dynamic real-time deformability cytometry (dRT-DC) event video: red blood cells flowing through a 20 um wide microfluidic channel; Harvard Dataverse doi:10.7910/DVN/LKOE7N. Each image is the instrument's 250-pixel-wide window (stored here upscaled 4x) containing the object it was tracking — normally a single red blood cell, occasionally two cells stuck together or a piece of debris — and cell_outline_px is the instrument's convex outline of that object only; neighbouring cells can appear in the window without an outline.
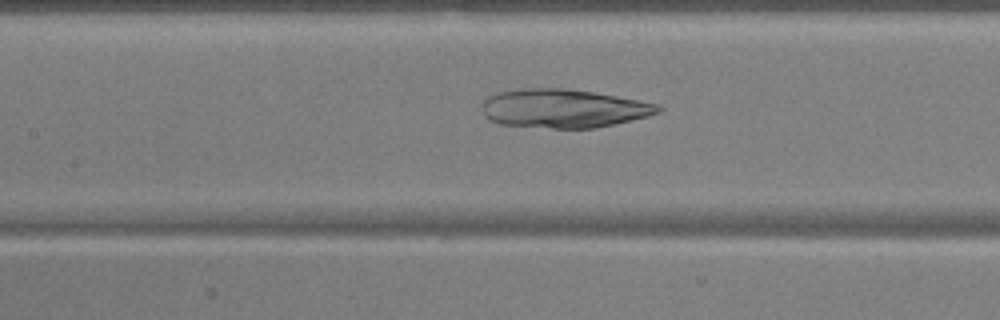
{"species": "common noctule bat (a hibernating species)", "species_latin": "Nyctalus noctula", "temperature_condition": "warm", "stored_images_in_passage": 49, "camera_frame_rate_fps": 3000, "um_per_image_px": 0.085, "animal": {"sex": "male", "body_mass_g": 17.9, "forearm_length_mm": 54.2}, "frame": {"image": 1, "passage_image": 20, "time_ms": 6.333, "image_size_px": [1000, 320], "cell_outline_px": [[664, 108], [660, 112], [648, 116], [596, 128], [552, 128], [500, 124], [484, 116], [480, 108], [484, 100], [488, 96], [500, 92], [524, 88], [560, 88], [592, 92], [616, 96], [656, 104]], "centroid_in_image_um": [47.86, 9.22], "position_along_channel_um": 159.5, "area_um2": 39.42}}
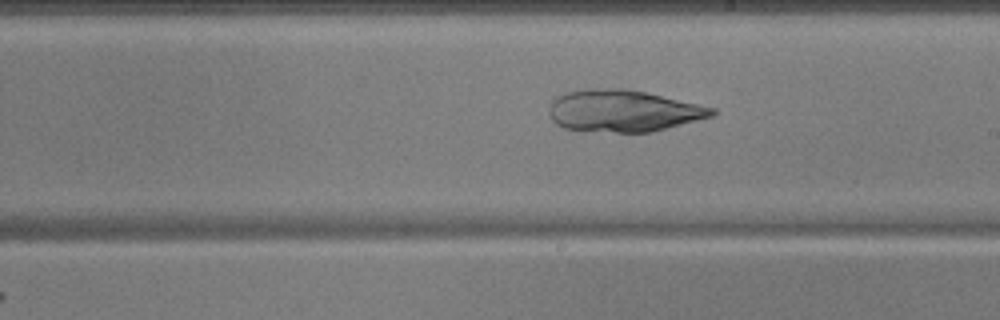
{"frame": {"image": 2, "passage_image": 26, "time_ms": 8.333, "image_size_px": [1000, 320], "cell_outline_px": [[716, 112], [712, 116], [652, 132], [616, 132], [564, 128], [556, 124], [552, 120], [548, 112], [548, 108], [552, 100], [556, 96], [564, 92], [588, 88], [624, 88], [644, 92], [716, 108]], "centroid_in_image_um": [52.92, 9.41], "position_along_channel_um": 236.1, "area_um2": 39.59}}
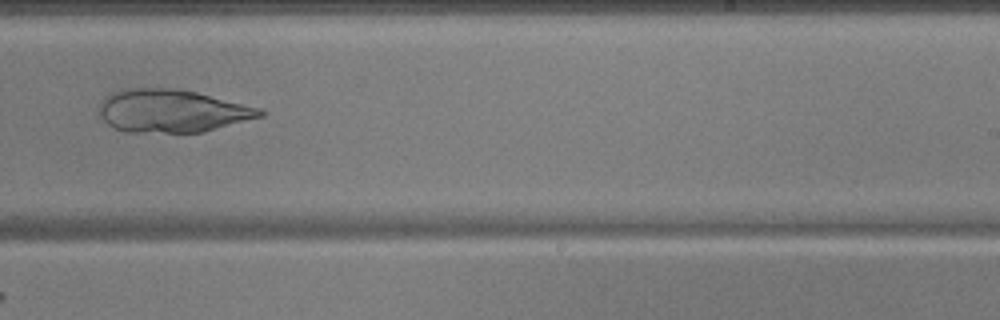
{"frame": {"image": 3, "passage_image": 29, "time_ms": 9.333, "image_size_px": [1000, 320], "cell_outline_px": [[264, 116], [204, 132], [128, 132], [116, 128], [108, 124], [104, 120], [100, 112], [100, 100], [104, 96], [112, 92], [124, 88], [176, 88], [196, 92], [264, 108]], "centroid_in_image_um": [14.65, 9.41], "position_along_channel_um": 274.4, "area_um2": 40.4}}